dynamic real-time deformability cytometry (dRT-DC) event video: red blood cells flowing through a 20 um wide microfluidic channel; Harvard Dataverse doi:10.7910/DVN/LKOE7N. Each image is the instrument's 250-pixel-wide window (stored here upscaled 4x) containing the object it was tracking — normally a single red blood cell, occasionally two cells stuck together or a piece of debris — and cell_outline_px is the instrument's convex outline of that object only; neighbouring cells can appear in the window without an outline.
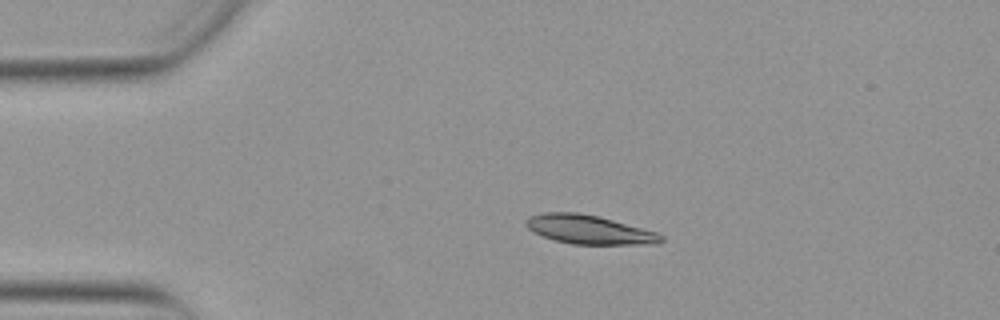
{"species": "Egyptian fruit bat (a non-hibernating species)", "species_latin": "Rousettus aegyptiacus", "temperature_condition": "warm", "stored_images_in_passage": 16, "camera_frame_rate_fps": 3000, "um_per_image_px": 0.085, "animal": {"sex": "female"}, "frame": {"image": 1, "passage_image": 1, "time_ms": 0.0, "image_size_px": [1000, 320], "cell_outline_px": [[664, 240], [656, 244], [572, 244], [556, 240], [532, 232], [528, 228], [528, 216], [544, 212], [576, 212], [596, 216], [612, 220], [656, 232], [664, 236]], "centroid_in_image_um": [50.08, 19.52], "position_along_channel_um": 34.9, "area_um2": 22.37}}
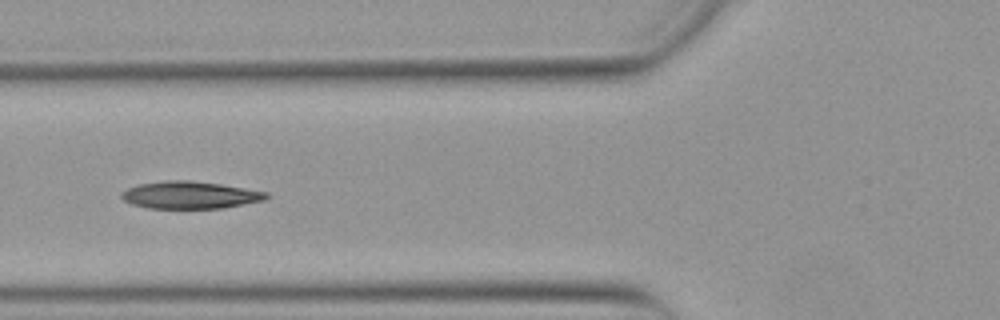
{"frame": {"image": 2, "passage_image": 10, "time_ms": 3.0, "image_size_px": [1000, 320], "cell_outline_px": [[268, 196], [264, 200], [224, 208], [148, 208], [132, 204], [124, 200], [120, 196], [120, 192], [136, 184], [164, 180], [188, 180], [220, 184], [268, 192]], "centroid_in_image_um": [16.11, 16.57], "position_along_channel_um": 109.7, "area_um2": 23.06}}
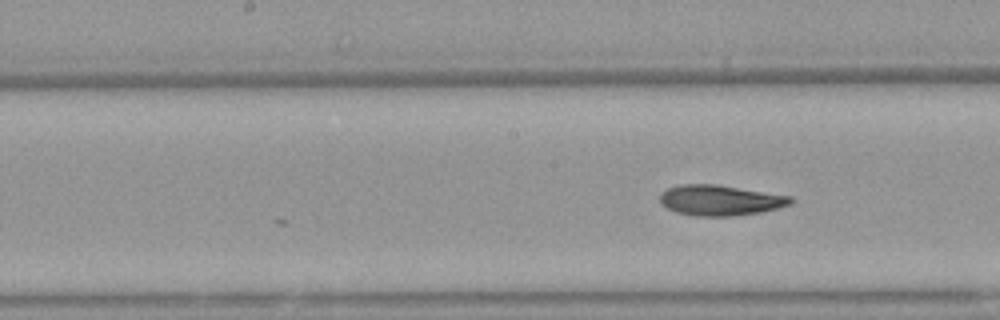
{"frame": {"image": 3, "passage_image": 16, "time_ms": 5.0, "image_size_px": [1000, 320], "cell_outline_px": [[792, 204], [760, 212], [732, 216], [696, 216], [676, 212], [668, 208], [660, 200], [660, 192], [668, 188], [680, 184], [716, 184], [792, 196]], "centroid_in_image_um": [61.21, 17.01], "position_along_channel_um": 187.0, "area_um2": 23.12}}